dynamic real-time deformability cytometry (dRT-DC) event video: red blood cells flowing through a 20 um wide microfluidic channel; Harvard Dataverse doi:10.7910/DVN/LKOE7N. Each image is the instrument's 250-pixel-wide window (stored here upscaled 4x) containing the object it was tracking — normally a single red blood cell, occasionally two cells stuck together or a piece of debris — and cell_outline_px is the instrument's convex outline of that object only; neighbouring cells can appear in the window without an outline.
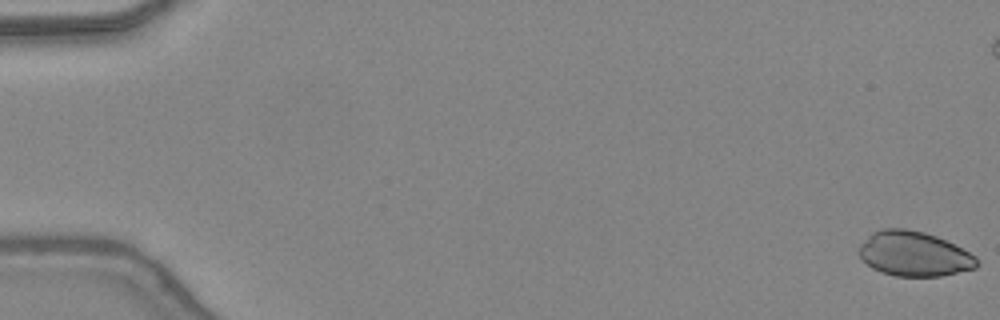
{"species": "common noctule bat (a hibernating species)", "species_latin": "Nyctalus noctula", "temperature_condition": "warm", "stored_images_in_passage": 43, "camera_frame_rate_fps": 3000, "um_per_image_px": 0.085, "animal": {"sex": "female", "body_mass_g": 24.6, "forearm_length_mm": 56.2}, "frame": {"image": 1, "passage_image": 1, "time_ms": 0.0, "image_size_px": [1000, 320], "cell_outline_px": [[980, 264], [976, 268], [940, 276], [896, 276], [880, 272], [872, 268], [856, 252], [860, 244], [872, 232], [880, 228], [904, 228], [924, 232], [936, 236], [976, 256]], "centroid_in_image_um": [77.66, 21.57], "position_along_channel_um": 7.3, "area_um2": 30.75}}